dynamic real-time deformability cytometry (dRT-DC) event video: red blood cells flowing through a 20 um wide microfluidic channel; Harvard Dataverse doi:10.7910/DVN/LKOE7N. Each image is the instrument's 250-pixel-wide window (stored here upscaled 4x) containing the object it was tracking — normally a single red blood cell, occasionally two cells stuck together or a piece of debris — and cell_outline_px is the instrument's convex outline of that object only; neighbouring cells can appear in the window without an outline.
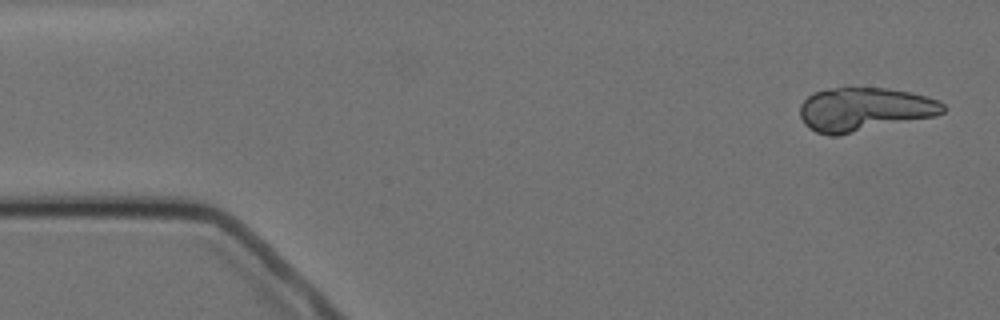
{"species": "Egyptian fruit bat (a non-hibernating species)", "species_latin": "Rousettus aegyptiacus", "temperature_condition": "cold", "stored_images_in_passage": 4, "camera_frame_rate_fps": 3000, "um_per_image_px": 0.085, "animal": {"sex": "female"}, "frame": {"image": 1, "passage_image": 1, "time_ms": 0.0, "image_size_px": [1000, 320], "cell_outline_px": [[948, 108], [944, 112], [936, 116], [836, 136], [832, 136], [816, 132], [808, 128], [804, 124], [800, 116], [800, 104], [812, 92], [828, 88], [888, 88], [912, 92], [928, 96], [940, 100]], "centroid_in_image_um": [73.49, 9.29], "position_along_channel_um": 11.5, "area_um2": 36.82}}